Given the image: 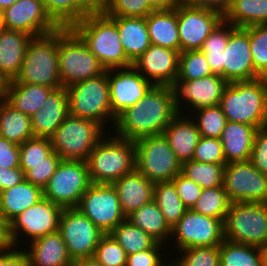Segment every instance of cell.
Wrapping results in <instances>:
<instances>
[{"label":"cell","mask_w":267,"mask_h":266,"mask_svg":"<svg viewBox=\"0 0 267 266\" xmlns=\"http://www.w3.org/2000/svg\"><path fill=\"white\" fill-rule=\"evenodd\" d=\"M178 114L173 87L154 85L135 105L117 116L114 135L131 141L161 135Z\"/></svg>","instance_id":"6da1fadb"},{"label":"cell","mask_w":267,"mask_h":266,"mask_svg":"<svg viewBox=\"0 0 267 266\" xmlns=\"http://www.w3.org/2000/svg\"><path fill=\"white\" fill-rule=\"evenodd\" d=\"M219 106L229 122L266 127L267 78L229 83Z\"/></svg>","instance_id":"7a4b0ae2"},{"label":"cell","mask_w":267,"mask_h":266,"mask_svg":"<svg viewBox=\"0 0 267 266\" xmlns=\"http://www.w3.org/2000/svg\"><path fill=\"white\" fill-rule=\"evenodd\" d=\"M106 69L132 66L120 41L117 24L104 13L87 14L71 27Z\"/></svg>","instance_id":"3957f363"},{"label":"cell","mask_w":267,"mask_h":266,"mask_svg":"<svg viewBox=\"0 0 267 266\" xmlns=\"http://www.w3.org/2000/svg\"><path fill=\"white\" fill-rule=\"evenodd\" d=\"M106 137L96 144L86 160L94 184H112L135 170V142L117 136Z\"/></svg>","instance_id":"277c9868"},{"label":"cell","mask_w":267,"mask_h":266,"mask_svg":"<svg viewBox=\"0 0 267 266\" xmlns=\"http://www.w3.org/2000/svg\"><path fill=\"white\" fill-rule=\"evenodd\" d=\"M58 65L62 87L65 88L106 71L71 27L58 30Z\"/></svg>","instance_id":"5b68a950"},{"label":"cell","mask_w":267,"mask_h":266,"mask_svg":"<svg viewBox=\"0 0 267 266\" xmlns=\"http://www.w3.org/2000/svg\"><path fill=\"white\" fill-rule=\"evenodd\" d=\"M15 83L62 87L58 65V31L33 38L28 47Z\"/></svg>","instance_id":"8992f818"},{"label":"cell","mask_w":267,"mask_h":266,"mask_svg":"<svg viewBox=\"0 0 267 266\" xmlns=\"http://www.w3.org/2000/svg\"><path fill=\"white\" fill-rule=\"evenodd\" d=\"M69 99V114L96 121L103 127L106 122L115 125L112 113L107 70L99 76L72 84L66 88Z\"/></svg>","instance_id":"52a82bcc"},{"label":"cell","mask_w":267,"mask_h":266,"mask_svg":"<svg viewBox=\"0 0 267 266\" xmlns=\"http://www.w3.org/2000/svg\"><path fill=\"white\" fill-rule=\"evenodd\" d=\"M102 129L96 121L69 114L50 137L52 148L62 160L86 161L105 137Z\"/></svg>","instance_id":"ba28073f"},{"label":"cell","mask_w":267,"mask_h":266,"mask_svg":"<svg viewBox=\"0 0 267 266\" xmlns=\"http://www.w3.org/2000/svg\"><path fill=\"white\" fill-rule=\"evenodd\" d=\"M224 240L256 247L267 244V203H231L223 222Z\"/></svg>","instance_id":"9c48e42d"},{"label":"cell","mask_w":267,"mask_h":266,"mask_svg":"<svg viewBox=\"0 0 267 266\" xmlns=\"http://www.w3.org/2000/svg\"><path fill=\"white\" fill-rule=\"evenodd\" d=\"M135 169L151 182H169L181 172L182 164L161 135L137 139Z\"/></svg>","instance_id":"30bf717a"},{"label":"cell","mask_w":267,"mask_h":266,"mask_svg":"<svg viewBox=\"0 0 267 266\" xmlns=\"http://www.w3.org/2000/svg\"><path fill=\"white\" fill-rule=\"evenodd\" d=\"M92 184L86 161L61 160L43 188V197L64 208H77Z\"/></svg>","instance_id":"8fae6325"},{"label":"cell","mask_w":267,"mask_h":266,"mask_svg":"<svg viewBox=\"0 0 267 266\" xmlns=\"http://www.w3.org/2000/svg\"><path fill=\"white\" fill-rule=\"evenodd\" d=\"M223 187L231 203H267V175L248 161L225 165Z\"/></svg>","instance_id":"7c38bea8"},{"label":"cell","mask_w":267,"mask_h":266,"mask_svg":"<svg viewBox=\"0 0 267 266\" xmlns=\"http://www.w3.org/2000/svg\"><path fill=\"white\" fill-rule=\"evenodd\" d=\"M58 231L72 260L92 257L105 234L77 208L63 209Z\"/></svg>","instance_id":"4fadbf2b"},{"label":"cell","mask_w":267,"mask_h":266,"mask_svg":"<svg viewBox=\"0 0 267 266\" xmlns=\"http://www.w3.org/2000/svg\"><path fill=\"white\" fill-rule=\"evenodd\" d=\"M77 209L105 234L110 233L119 223L126 220L112 184L92 183L82 195Z\"/></svg>","instance_id":"5bb4252c"},{"label":"cell","mask_w":267,"mask_h":266,"mask_svg":"<svg viewBox=\"0 0 267 266\" xmlns=\"http://www.w3.org/2000/svg\"><path fill=\"white\" fill-rule=\"evenodd\" d=\"M172 236L176 239L177 251L191 247L218 246L224 241L223 221L188 209L172 228Z\"/></svg>","instance_id":"9a60e30c"},{"label":"cell","mask_w":267,"mask_h":266,"mask_svg":"<svg viewBox=\"0 0 267 266\" xmlns=\"http://www.w3.org/2000/svg\"><path fill=\"white\" fill-rule=\"evenodd\" d=\"M2 28L36 38L52 34L61 27L48 14L42 0H17L2 11Z\"/></svg>","instance_id":"2e32d148"},{"label":"cell","mask_w":267,"mask_h":266,"mask_svg":"<svg viewBox=\"0 0 267 266\" xmlns=\"http://www.w3.org/2000/svg\"><path fill=\"white\" fill-rule=\"evenodd\" d=\"M63 208L46 198L39 200L34 206L24 210L10 223V235L15 247L19 233L27 235L29 242L39 237L57 232Z\"/></svg>","instance_id":"e0dca14e"},{"label":"cell","mask_w":267,"mask_h":266,"mask_svg":"<svg viewBox=\"0 0 267 266\" xmlns=\"http://www.w3.org/2000/svg\"><path fill=\"white\" fill-rule=\"evenodd\" d=\"M224 19L217 11L178 4L180 52L200 50L203 43Z\"/></svg>","instance_id":"ac0fdd59"},{"label":"cell","mask_w":267,"mask_h":266,"mask_svg":"<svg viewBox=\"0 0 267 266\" xmlns=\"http://www.w3.org/2000/svg\"><path fill=\"white\" fill-rule=\"evenodd\" d=\"M107 78L112 113L116 117L135 105L154 86L133 66L109 69Z\"/></svg>","instance_id":"d6986e66"},{"label":"cell","mask_w":267,"mask_h":266,"mask_svg":"<svg viewBox=\"0 0 267 266\" xmlns=\"http://www.w3.org/2000/svg\"><path fill=\"white\" fill-rule=\"evenodd\" d=\"M223 78L229 83L260 78L254 71L248 27L238 28L230 23V36L223 51Z\"/></svg>","instance_id":"ffe728a7"},{"label":"cell","mask_w":267,"mask_h":266,"mask_svg":"<svg viewBox=\"0 0 267 266\" xmlns=\"http://www.w3.org/2000/svg\"><path fill=\"white\" fill-rule=\"evenodd\" d=\"M228 84L226 79L215 74L191 81H176L173 89L178 112L182 114L180 109L184 99L193 110L219 105Z\"/></svg>","instance_id":"44dd1931"},{"label":"cell","mask_w":267,"mask_h":266,"mask_svg":"<svg viewBox=\"0 0 267 266\" xmlns=\"http://www.w3.org/2000/svg\"><path fill=\"white\" fill-rule=\"evenodd\" d=\"M180 52L151 44L132 66L156 86L176 83Z\"/></svg>","instance_id":"7402d4cb"},{"label":"cell","mask_w":267,"mask_h":266,"mask_svg":"<svg viewBox=\"0 0 267 266\" xmlns=\"http://www.w3.org/2000/svg\"><path fill=\"white\" fill-rule=\"evenodd\" d=\"M68 115L69 99L66 88L54 89L41 108L31 116L34 137L50 138Z\"/></svg>","instance_id":"603a6c76"},{"label":"cell","mask_w":267,"mask_h":266,"mask_svg":"<svg viewBox=\"0 0 267 266\" xmlns=\"http://www.w3.org/2000/svg\"><path fill=\"white\" fill-rule=\"evenodd\" d=\"M125 216L153 200L154 183L136 169L112 183Z\"/></svg>","instance_id":"cb8c5ba5"},{"label":"cell","mask_w":267,"mask_h":266,"mask_svg":"<svg viewBox=\"0 0 267 266\" xmlns=\"http://www.w3.org/2000/svg\"><path fill=\"white\" fill-rule=\"evenodd\" d=\"M32 36L25 32L0 29V76L7 82L20 72Z\"/></svg>","instance_id":"d4e9b609"},{"label":"cell","mask_w":267,"mask_h":266,"mask_svg":"<svg viewBox=\"0 0 267 266\" xmlns=\"http://www.w3.org/2000/svg\"><path fill=\"white\" fill-rule=\"evenodd\" d=\"M162 135L181 164L192 160L195 148L201 138L194 120L188 118V115L182 117L180 113L164 129Z\"/></svg>","instance_id":"484cf974"},{"label":"cell","mask_w":267,"mask_h":266,"mask_svg":"<svg viewBox=\"0 0 267 266\" xmlns=\"http://www.w3.org/2000/svg\"><path fill=\"white\" fill-rule=\"evenodd\" d=\"M30 243V251H26L30 266H72L73 260L59 231L34 239Z\"/></svg>","instance_id":"4316f807"},{"label":"cell","mask_w":267,"mask_h":266,"mask_svg":"<svg viewBox=\"0 0 267 266\" xmlns=\"http://www.w3.org/2000/svg\"><path fill=\"white\" fill-rule=\"evenodd\" d=\"M257 130L249 124L226 122L220 137L226 164L250 160Z\"/></svg>","instance_id":"83f0119b"},{"label":"cell","mask_w":267,"mask_h":266,"mask_svg":"<svg viewBox=\"0 0 267 266\" xmlns=\"http://www.w3.org/2000/svg\"><path fill=\"white\" fill-rule=\"evenodd\" d=\"M151 44L180 52L178 5L168 10H155L146 16Z\"/></svg>","instance_id":"f1b7e54d"},{"label":"cell","mask_w":267,"mask_h":266,"mask_svg":"<svg viewBox=\"0 0 267 266\" xmlns=\"http://www.w3.org/2000/svg\"><path fill=\"white\" fill-rule=\"evenodd\" d=\"M116 24L127 58L133 63L151 45L146 17H110Z\"/></svg>","instance_id":"f546056e"},{"label":"cell","mask_w":267,"mask_h":266,"mask_svg":"<svg viewBox=\"0 0 267 266\" xmlns=\"http://www.w3.org/2000/svg\"><path fill=\"white\" fill-rule=\"evenodd\" d=\"M42 198L43 190L24 179L18 185L0 192V217L10 223Z\"/></svg>","instance_id":"4dcf8cb0"},{"label":"cell","mask_w":267,"mask_h":266,"mask_svg":"<svg viewBox=\"0 0 267 266\" xmlns=\"http://www.w3.org/2000/svg\"><path fill=\"white\" fill-rule=\"evenodd\" d=\"M54 89L45 85L7 81L3 99L14 109L32 116Z\"/></svg>","instance_id":"1f68e13d"},{"label":"cell","mask_w":267,"mask_h":266,"mask_svg":"<svg viewBox=\"0 0 267 266\" xmlns=\"http://www.w3.org/2000/svg\"><path fill=\"white\" fill-rule=\"evenodd\" d=\"M0 136L19 146L34 138L31 117L14 109L3 98H0Z\"/></svg>","instance_id":"d6a6232c"},{"label":"cell","mask_w":267,"mask_h":266,"mask_svg":"<svg viewBox=\"0 0 267 266\" xmlns=\"http://www.w3.org/2000/svg\"><path fill=\"white\" fill-rule=\"evenodd\" d=\"M126 219L137 228L145 231L158 243L166 244V240H169L168 237H172V229L166 223L162 212L153 200L131 212L126 216Z\"/></svg>","instance_id":"836d02e7"},{"label":"cell","mask_w":267,"mask_h":266,"mask_svg":"<svg viewBox=\"0 0 267 266\" xmlns=\"http://www.w3.org/2000/svg\"><path fill=\"white\" fill-rule=\"evenodd\" d=\"M223 17L238 28L267 24V0H232Z\"/></svg>","instance_id":"e575fe53"},{"label":"cell","mask_w":267,"mask_h":266,"mask_svg":"<svg viewBox=\"0 0 267 266\" xmlns=\"http://www.w3.org/2000/svg\"><path fill=\"white\" fill-rule=\"evenodd\" d=\"M153 201L159 207L166 223L171 229L188 210L179 198L174 184L171 181L154 184Z\"/></svg>","instance_id":"d590c367"},{"label":"cell","mask_w":267,"mask_h":266,"mask_svg":"<svg viewBox=\"0 0 267 266\" xmlns=\"http://www.w3.org/2000/svg\"><path fill=\"white\" fill-rule=\"evenodd\" d=\"M230 36V23L224 19L216 26L200 49L215 75L223 77V51L227 47Z\"/></svg>","instance_id":"8d00e7d4"},{"label":"cell","mask_w":267,"mask_h":266,"mask_svg":"<svg viewBox=\"0 0 267 266\" xmlns=\"http://www.w3.org/2000/svg\"><path fill=\"white\" fill-rule=\"evenodd\" d=\"M110 234L124 249L127 256L152 248L157 241L127 219L119 223Z\"/></svg>","instance_id":"74e56055"},{"label":"cell","mask_w":267,"mask_h":266,"mask_svg":"<svg viewBox=\"0 0 267 266\" xmlns=\"http://www.w3.org/2000/svg\"><path fill=\"white\" fill-rule=\"evenodd\" d=\"M220 266H262L260 247L224 240L220 244Z\"/></svg>","instance_id":"f35d334b"},{"label":"cell","mask_w":267,"mask_h":266,"mask_svg":"<svg viewBox=\"0 0 267 266\" xmlns=\"http://www.w3.org/2000/svg\"><path fill=\"white\" fill-rule=\"evenodd\" d=\"M225 165L190 160L182 163L181 173L202 189L218 187L223 186Z\"/></svg>","instance_id":"ab89813d"},{"label":"cell","mask_w":267,"mask_h":266,"mask_svg":"<svg viewBox=\"0 0 267 266\" xmlns=\"http://www.w3.org/2000/svg\"><path fill=\"white\" fill-rule=\"evenodd\" d=\"M230 200L223 186L202 189L201 196L191 208L192 211L206 216L221 219L226 218Z\"/></svg>","instance_id":"60d3db41"},{"label":"cell","mask_w":267,"mask_h":266,"mask_svg":"<svg viewBox=\"0 0 267 266\" xmlns=\"http://www.w3.org/2000/svg\"><path fill=\"white\" fill-rule=\"evenodd\" d=\"M212 74L205 54L201 50L180 52L176 81H191Z\"/></svg>","instance_id":"b9f144b4"},{"label":"cell","mask_w":267,"mask_h":266,"mask_svg":"<svg viewBox=\"0 0 267 266\" xmlns=\"http://www.w3.org/2000/svg\"><path fill=\"white\" fill-rule=\"evenodd\" d=\"M51 18L61 27H72L88 13L75 0H42Z\"/></svg>","instance_id":"7bdbcfd3"},{"label":"cell","mask_w":267,"mask_h":266,"mask_svg":"<svg viewBox=\"0 0 267 266\" xmlns=\"http://www.w3.org/2000/svg\"><path fill=\"white\" fill-rule=\"evenodd\" d=\"M248 35L254 71L267 78V24L249 26Z\"/></svg>","instance_id":"ee69618b"},{"label":"cell","mask_w":267,"mask_h":266,"mask_svg":"<svg viewBox=\"0 0 267 266\" xmlns=\"http://www.w3.org/2000/svg\"><path fill=\"white\" fill-rule=\"evenodd\" d=\"M196 111V112H195ZM198 111V112H197ZM194 113H198L192 116L194 122L199 129L200 135L206 138L220 139L223 129L225 128L227 119L223 114L220 106H210L194 110Z\"/></svg>","instance_id":"f6af8a7d"},{"label":"cell","mask_w":267,"mask_h":266,"mask_svg":"<svg viewBox=\"0 0 267 266\" xmlns=\"http://www.w3.org/2000/svg\"><path fill=\"white\" fill-rule=\"evenodd\" d=\"M180 252L184 254L174 262L176 266H220V245L191 247Z\"/></svg>","instance_id":"bcb514c9"},{"label":"cell","mask_w":267,"mask_h":266,"mask_svg":"<svg viewBox=\"0 0 267 266\" xmlns=\"http://www.w3.org/2000/svg\"><path fill=\"white\" fill-rule=\"evenodd\" d=\"M155 9L148 0H106L103 13L109 17H146Z\"/></svg>","instance_id":"7dc6e473"},{"label":"cell","mask_w":267,"mask_h":266,"mask_svg":"<svg viewBox=\"0 0 267 266\" xmlns=\"http://www.w3.org/2000/svg\"><path fill=\"white\" fill-rule=\"evenodd\" d=\"M93 257L104 266H126L127 254L110 233L101 237Z\"/></svg>","instance_id":"c3c4849f"},{"label":"cell","mask_w":267,"mask_h":266,"mask_svg":"<svg viewBox=\"0 0 267 266\" xmlns=\"http://www.w3.org/2000/svg\"><path fill=\"white\" fill-rule=\"evenodd\" d=\"M20 164L49 163V154L53 151L50 138L34 137L19 146Z\"/></svg>","instance_id":"681fc988"},{"label":"cell","mask_w":267,"mask_h":266,"mask_svg":"<svg viewBox=\"0 0 267 266\" xmlns=\"http://www.w3.org/2000/svg\"><path fill=\"white\" fill-rule=\"evenodd\" d=\"M61 160V157L53 150L49 154V163L20 164V168L26 180L43 190Z\"/></svg>","instance_id":"f907efd6"},{"label":"cell","mask_w":267,"mask_h":266,"mask_svg":"<svg viewBox=\"0 0 267 266\" xmlns=\"http://www.w3.org/2000/svg\"><path fill=\"white\" fill-rule=\"evenodd\" d=\"M192 160L201 163L226 164L220 139L201 136Z\"/></svg>","instance_id":"816d5d0a"},{"label":"cell","mask_w":267,"mask_h":266,"mask_svg":"<svg viewBox=\"0 0 267 266\" xmlns=\"http://www.w3.org/2000/svg\"><path fill=\"white\" fill-rule=\"evenodd\" d=\"M171 182L174 184L181 201L188 209H191L201 196L202 188L181 172L176 175Z\"/></svg>","instance_id":"f5cc1de1"},{"label":"cell","mask_w":267,"mask_h":266,"mask_svg":"<svg viewBox=\"0 0 267 266\" xmlns=\"http://www.w3.org/2000/svg\"><path fill=\"white\" fill-rule=\"evenodd\" d=\"M250 161L258 171L267 175V126L257 130Z\"/></svg>","instance_id":"db71d44e"},{"label":"cell","mask_w":267,"mask_h":266,"mask_svg":"<svg viewBox=\"0 0 267 266\" xmlns=\"http://www.w3.org/2000/svg\"><path fill=\"white\" fill-rule=\"evenodd\" d=\"M162 243H156L152 248L127 256L126 266H162ZM160 251V252H159ZM163 261V262H162Z\"/></svg>","instance_id":"11a10c76"},{"label":"cell","mask_w":267,"mask_h":266,"mask_svg":"<svg viewBox=\"0 0 267 266\" xmlns=\"http://www.w3.org/2000/svg\"><path fill=\"white\" fill-rule=\"evenodd\" d=\"M19 156V145L0 136V167L20 168Z\"/></svg>","instance_id":"9f6ffc18"},{"label":"cell","mask_w":267,"mask_h":266,"mask_svg":"<svg viewBox=\"0 0 267 266\" xmlns=\"http://www.w3.org/2000/svg\"><path fill=\"white\" fill-rule=\"evenodd\" d=\"M180 3L193 8L211 9L224 16L229 10L232 0H180Z\"/></svg>","instance_id":"6f0895ef"},{"label":"cell","mask_w":267,"mask_h":266,"mask_svg":"<svg viewBox=\"0 0 267 266\" xmlns=\"http://www.w3.org/2000/svg\"><path fill=\"white\" fill-rule=\"evenodd\" d=\"M24 179L25 175L21 168L0 167V192L18 185Z\"/></svg>","instance_id":"680465c9"},{"label":"cell","mask_w":267,"mask_h":266,"mask_svg":"<svg viewBox=\"0 0 267 266\" xmlns=\"http://www.w3.org/2000/svg\"><path fill=\"white\" fill-rule=\"evenodd\" d=\"M12 250L0 253V266H30L26 251Z\"/></svg>","instance_id":"91938a15"},{"label":"cell","mask_w":267,"mask_h":266,"mask_svg":"<svg viewBox=\"0 0 267 266\" xmlns=\"http://www.w3.org/2000/svg\"><path fill=\"white\" fill-rule=\"evenodd\" d=\"M13 247L10 225L6 220L0 217V253L9 251Z\"/></svg>","instance_id":"94428289"},{"label":"cell","mask_w":267,"mask_h":266,"mask_svg":"<svg viewBox=\"0 0 267 266\" xmlns=\"http://www.w3.org/2000/svg\"><path fill=\"white\" fill-rule=\"evenodd\" d=\"M88 14L103 13L106 0H75Z\"/></svg>","instance_id":"6125c7cd"},{"label":"cell","mask_w":267,"mask_h":266,"mask_svg":"<svg viewBox=\"0 0 267 266\" xmlns=\"http://www.w3.org/2000/svg\"><path fill=\"white\" fill-rule=\"evenodd\" d=\"M149 4L155 10H168L175 8L179 3L180 0H148Z\"/></svg>","instance_id":"be15d7a7"},{"label":"cell","mask_w":267,"mask_h":266,"mask_svg":"<svg viewBox=\"0 0 267 266\" xmlns=\"http://www.w3.org/2000/svg\"><path fill=\"white\" fill-rule=\"evenodd\" d=\"M72 266H104L99 261L92 257H83L73 260Z\"/></svg>","instance_id":"e7e4bbea"},{"label":"cell","mask_w":267,"mask_h":266,"mask_svg":"<svg viewBox=\"0 0 267 266\" xmlns=\"http://www.w3.org/2000/svg\"><path fill=\"white\" fill-rule=\"evenodd\" d=\"M260 253L262 257V266H267V244L260 247Z\"/></svg>","instance_id":"03108f58"},{"label":"cell","mask_w":267,"mask_h":266,"mask_svg":"<svg viewBox=\"0 0 267 266\" xmlns=\"http://www.w3.org/2000/svg\"><path fill=\"white\" fill-rule=\"evenodd\" d=\"M17 0H0V9L4 11L8 7H10Z\"/></svg>","instance_id":"003e7915"},{"label":"cell","mask_w":267,"mask_h":266,"mask_svg":"<svg viewBox=\"0 0 267 266\" xmlns=\"http://www.w3.org/2000/svg\"><path fill=\"white\" fill-rule=\"evenodd\" d=\"M6 82L0 76V98L3 97Z\"/></svg>","instance_id":"a7ac6f4b"},{"label":"cell","mask_w":267,"mask_h":266,"mask_svg":"<svg viewBox=\"0 0 267 266\" xmlns=\"http://www.w3.org/2000/svg\"><path fill=\"white\" fill-rule=\"evenodd\" d=\"M2 28V10L0 9V29Z\"/></svg>","instance_id":"89a4df30"},{"label":"cell","mask_w":267,"mask_h":266,"mask_svg":"<svg viewBox=\"0 0 267 266\" xmlns=\"http://www.w3.org/2000/svg\"><path fill=\"white\" fill-rule=\"evenodd\" d=\"M170 263H172V264H169V263L166 264V263H164L162 266H176L175 263H174V261L173 262H170Z\"/></svg>","instance_id":"2644e50d"}]
</instances>
